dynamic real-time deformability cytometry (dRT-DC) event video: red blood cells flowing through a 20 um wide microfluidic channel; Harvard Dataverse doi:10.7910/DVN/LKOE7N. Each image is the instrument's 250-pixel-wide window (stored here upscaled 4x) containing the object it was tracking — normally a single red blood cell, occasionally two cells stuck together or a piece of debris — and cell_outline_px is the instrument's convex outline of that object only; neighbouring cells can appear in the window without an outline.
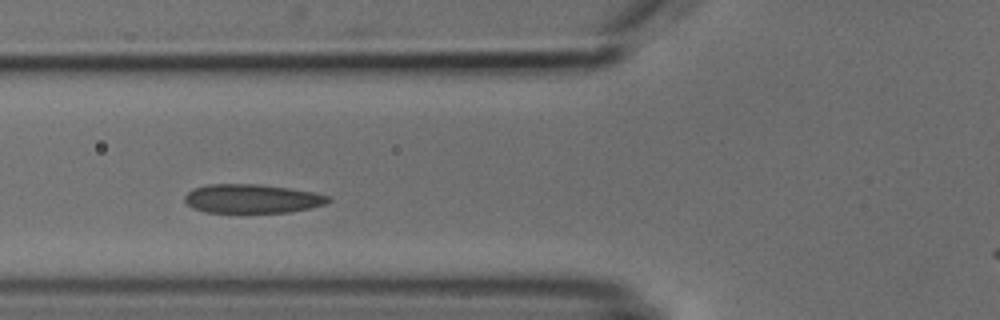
{"species": "common noctule bat (a hibernating species)", "species_latin": "Nyctalus noctula", "temperature_condition": "cold", "stored_images_in_passage": 6, "camera_frame_rate_fps": 3000, "um_per_image_px": 0.085, "animal": {"sex": "male", "body_mass_g": 18.8}, "frame": {"image": 1, "passage_image": 2, "time_ms": 1.0, "image_size_px": [1000, 320], "cell_outline_px": [[332, 200], [324, 204], [308, 208], [288, 212], [204, 212], [192, 208], [184, 200], [184, 196], [192, 188], [208, 184], [260, 184], [288, 188], [312, 192], [328, 196]], "centroid_in_image_um": [21.37, 16.88], "position_along_channel_um": 104.4, "area_um2": 24.04}}
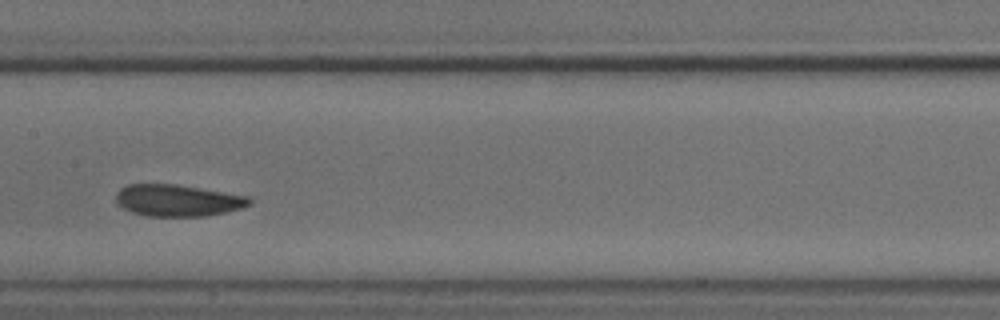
{"frame": {"image": 2, "passage_image": 4, "time_ms": 3.333, "image_size_px": [1000, 320], "cell_outline_px": [[252, 204], [228, 212], [204, 216], [148, 216], [132, 212], [124, 208], [116, 200], [116, 192], [120, 188], [128, 184], [176, 184], [248, 196], [252, 200]], "centroid_in_image_um": [15.12, 17.03], "position_along_channel_um": 192.3, "area_um2": 24.62}}
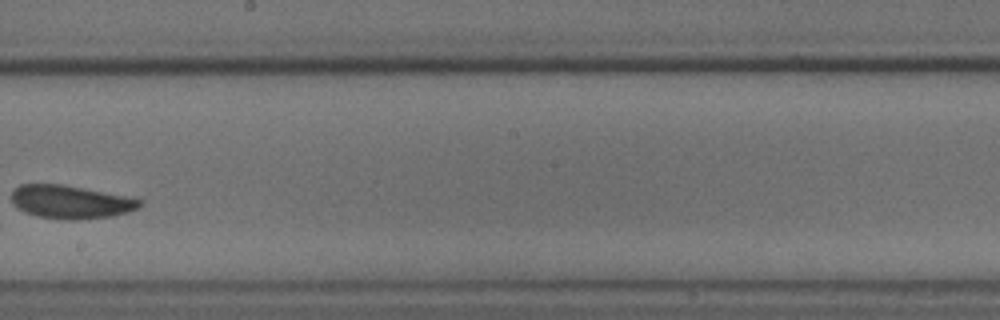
{"frame": {"image": 3, "passage_image": 5, "time_ms": 4.667, "image_size_px": [1000, 320], "cell_outline_px": [[144, 200], [140, 208], [128, 212], [112, 216], [76, 220], [64, 220], [36, 216], [24, 212], [16, 208], [12, 204], [12, 188], [20, 184], [60, 184], [124, 196]], "centroid_in_image_um": [5.96, 17.18], "position_along_channel_um": 242.2, "area_um2": 24.97}}